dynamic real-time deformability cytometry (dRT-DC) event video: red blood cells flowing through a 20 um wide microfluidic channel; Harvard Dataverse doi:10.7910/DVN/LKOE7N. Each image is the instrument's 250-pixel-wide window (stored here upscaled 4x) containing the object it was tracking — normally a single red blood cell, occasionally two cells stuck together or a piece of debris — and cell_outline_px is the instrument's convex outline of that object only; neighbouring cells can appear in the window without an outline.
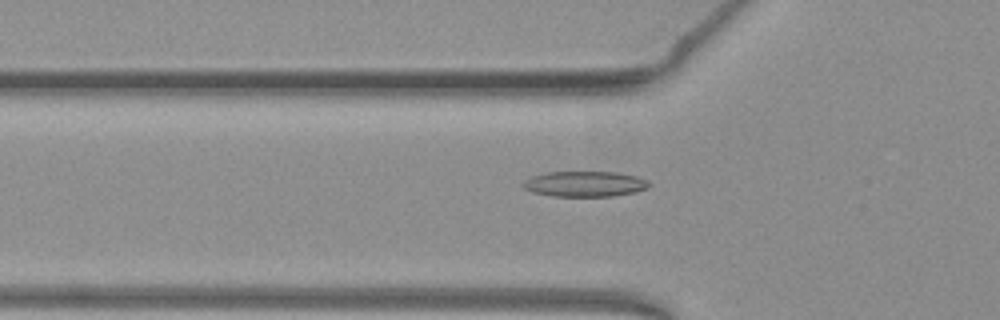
{"species": "common noctule bat (a hibernating species)", "species_latin": "Nyctalus noctula", "temperature_condition": "warm", "stored_images_in_passage": 49, "camera_frame_rate_fps": 3000, "um_per_image_px": 0.085, "animal": {"sex": "female", "body_mass_g": 19.3, "forearm_length_mm": 54.1}, "frame": {"image": 1, "passage_image": 18, "time_ms": 5.667, "image_size_px": [1000, 320], "cell_outline_px": [[652, 184], [648, 188], [632, 192], [612, 196], [552, 196], [532, 192], [524, 188], [520, 184], [524, 180], [532, 176], [544, 172], [616, 172], [636, 176], [648, 180]], "centroid_in_image_um": [49.68, 15.63], "position_along_channel_um": 76.1, "area_um2": 18.79}}
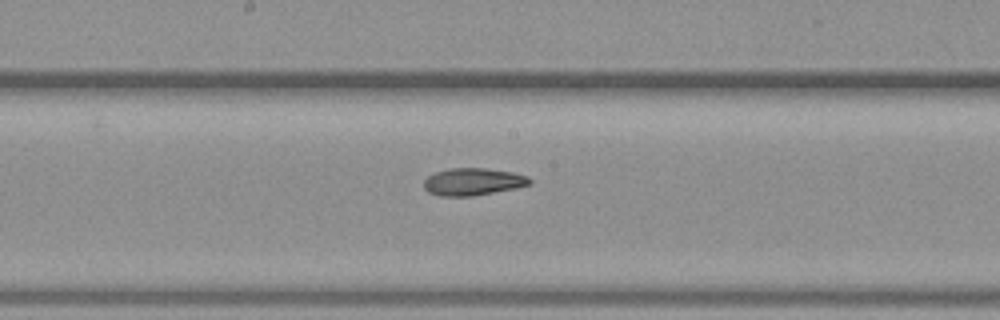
{"frame": {"image": 2, "passage_image": 28, "time_ms": 9.0, "image_size_px": [1000, 320], "cell_outline_px": [[532, 184], [516, 188], [472, 196], [440, 196], [428, 192], [424, 188], [424, 180], [428, 176], [436, 172], [448, 168], [484, 168], [512, 172], [528, 176], [532, 180]], "centroid_in_image_um": [40.21, 15.44], "position_along_channel_um": 208.0, "area_um2": 16.88}}
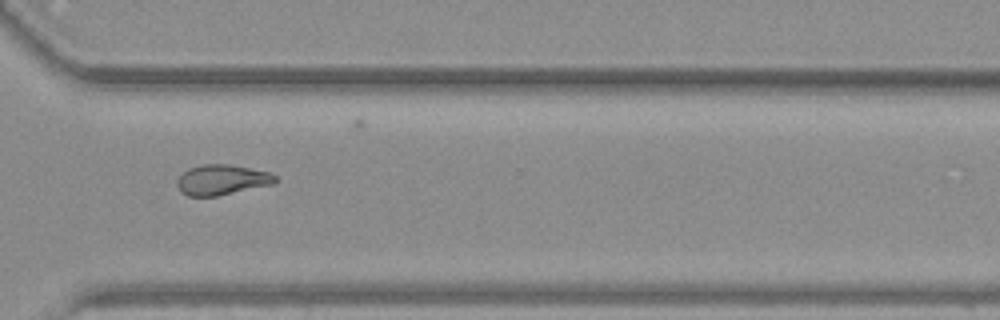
{"frame": {"image": 3, "passage_image": 39, "time_ms": 12.667, "image_size_px": [1000, 320], "cell_outline_px": [[276, 180], [272, 184], [216, 196], [188, 196], [180, 192], [176, 184], [176, 180], [188, 168], [200, 164], [228, 164], [268, 172], [276, 176]], "centroid_in_image_um": [18.79, 15.28], "position_along_channel_um": 351.8, "area_um2": 17.17}, "authors_computed_cell_mechanics": {"area_um2": 17.6868, "velocity_mm_per_s": 3.9305, "shape_relaxation_time_tau1_ms": 8.6281, "shape_relaxation_time_tau2_ms": 3.7186, "deformation_change_tau1": 0.2002, "deformation_change_tau2": 0.1122}}